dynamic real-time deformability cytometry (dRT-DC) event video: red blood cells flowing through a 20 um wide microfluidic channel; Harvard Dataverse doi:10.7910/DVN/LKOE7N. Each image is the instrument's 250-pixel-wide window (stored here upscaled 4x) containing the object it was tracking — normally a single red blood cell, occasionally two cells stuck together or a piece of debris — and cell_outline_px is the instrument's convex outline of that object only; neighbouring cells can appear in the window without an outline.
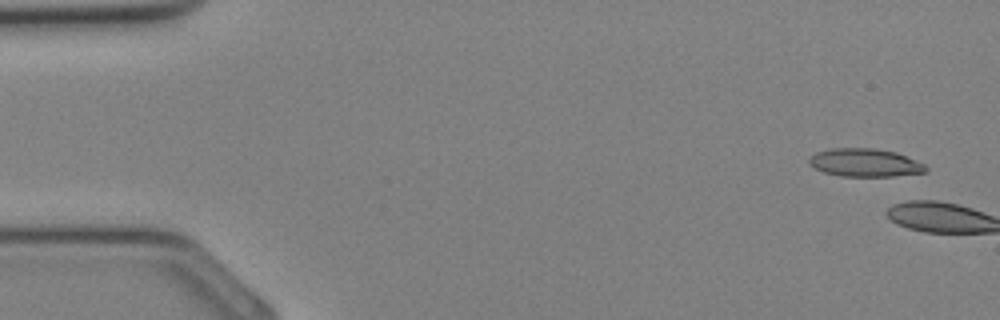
{"species": "Egyptian fruit bat (a non-hibernating species)", "species_latin": "Rousettus aegyptiacus", "temperature_condition": "cold", "stored_images_in_passage": 3, "camera_frame_rate_fps": 3000, "um_per_image_px": 0.085, "animal": {"sex": "female"}, "frame": {"image": 1, "passage_image": 2, "time_ms": 0.333, "image_size_px": [1000, 320], "cell_outline_px": [[928, 172], [892, 176], [840, 176], [824, 172], [808, 164], [808, 160], [816, 152], [832, 148], [876, 148], [896, 152], [924, 164], [928, 168]], "centroid_in_image_um": [73.53, 13.82], "position_along_channel_um": 11.5, "area_um2": 19.07}}